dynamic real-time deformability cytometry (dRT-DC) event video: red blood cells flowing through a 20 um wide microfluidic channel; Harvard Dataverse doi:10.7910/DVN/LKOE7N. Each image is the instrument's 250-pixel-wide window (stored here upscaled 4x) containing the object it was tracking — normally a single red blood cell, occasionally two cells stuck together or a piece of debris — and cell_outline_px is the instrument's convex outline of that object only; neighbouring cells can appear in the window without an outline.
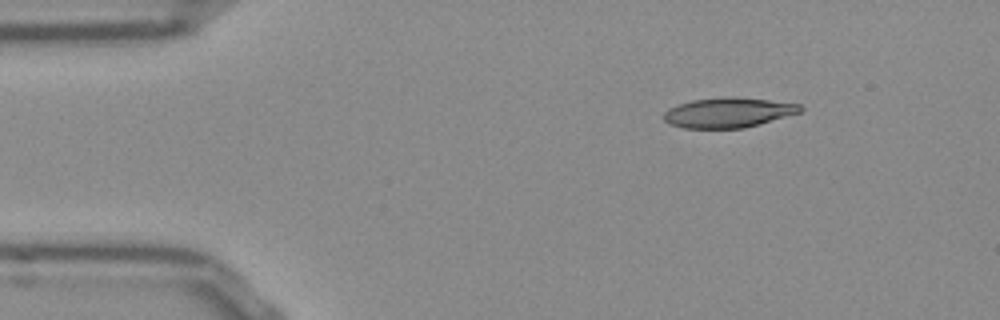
{"species": "Egyptian fruit bat (a non-hibernating species)", "species_latin": "Rousettus aegyptiacus", "temperature_condition": "room temperature", "stored_images_in_passage": 46, "camera_frame_rate_fps": 3000, "um_per_image_px": 0.085, "frame": {"image": 1, "passage_image": 1, "time_ms": 0.0, "image_size_px": [1000, 320], "cell_outline_px": [[804, 108], [800, 112], [760, 124], [744, 128], [684, 128], [668, 124], [664, 120], [664, 112], [668, 108], [692, 100], [768, 100], [800, 104]], "centroid_in_image_um": [61.88, 9.63], "position_along_channel_um": 23.1, "area_um2": 22.66}}
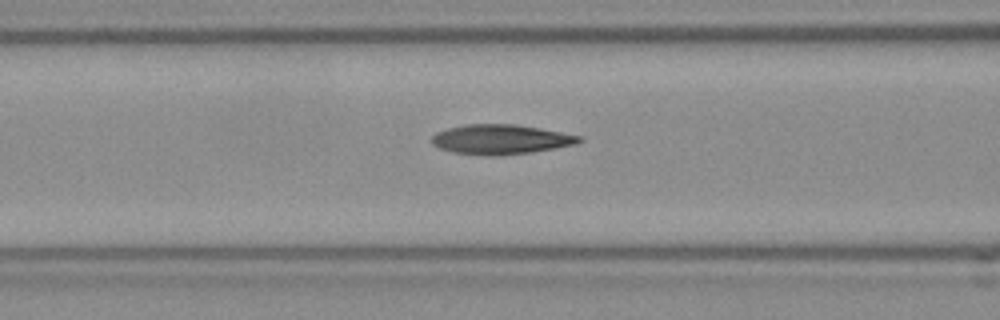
{"frame": {"image": 2, "passage_image": 14, "time_ms": 4.333, "image_size_px": [1000, 320], "cell_outline_px": [[584, 140], [576, 144], [556, 148], [528, 152], [496, 156], [492, 156], [452, 152], [440, 148], [432, 144], [432, 136], [436, 132], [448, 128], [464, 124], [516, 124], [540, 128], [584, 136]], "centroid_in_image_um": [42.59, 11.84], "position_along_channel_um": 124.0, "area_um2": 25.61}}
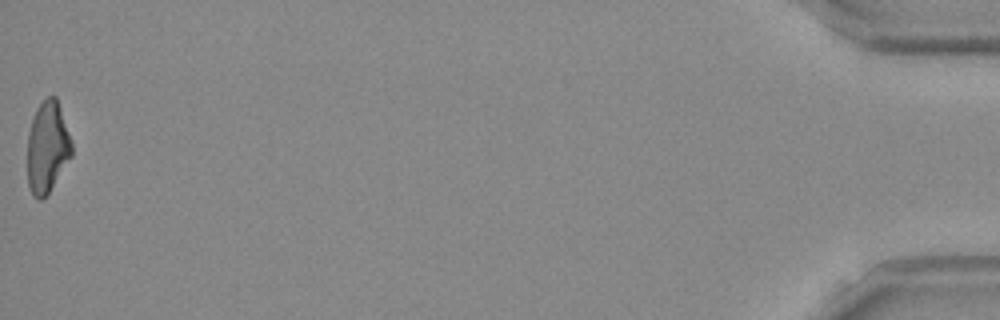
{"frame": {"image": 3, "passage_image": 46, "time_ms": 15.0, "image_size_px": [1000, 320], "cell_outline_px": [[72, 156], [48, 192], [40, 200], [36, 200], [32, 196], [28, 188], [28, 132], [36, 108], [48, 96], [56, 96], [72, 140]], "centroid_in_image_um": [4.03, 12.52], "position_along_channel_um": 431.2, "area_um2": 23.58}, "authors_computed_cell_mechanics": {"area_um2": 24.7384, "velocity_mm_per_s": 3.8601, "shape_relaxation_time_tau1_ms": 9.8122, "shape_relaxation_time_tau2_ms": 3.3501, "deformation_change_tau1": 0.2767, "deformation_change_tau2": 0.0991}}